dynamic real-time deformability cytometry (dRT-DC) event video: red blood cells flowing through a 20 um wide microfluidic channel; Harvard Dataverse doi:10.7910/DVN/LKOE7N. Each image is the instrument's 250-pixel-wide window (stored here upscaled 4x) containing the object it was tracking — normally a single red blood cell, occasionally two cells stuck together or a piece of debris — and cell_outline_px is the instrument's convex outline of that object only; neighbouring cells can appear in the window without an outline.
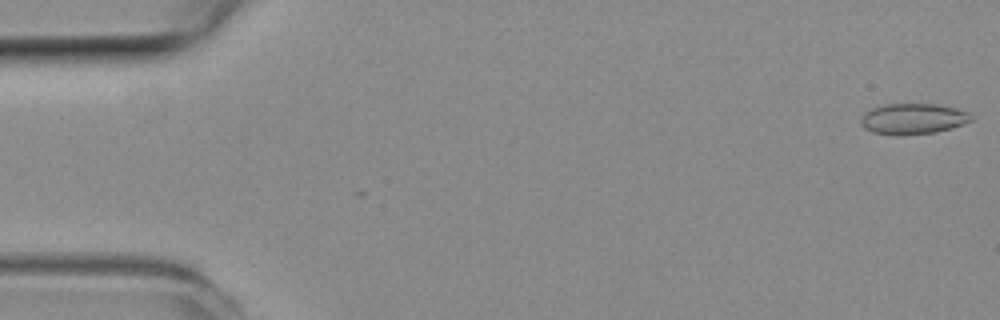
{"species": "common noctule bat (a hibernating species)", "species_latin": "Nyctalus noctula", "temperature_condition": "room temperature", "stored_images_in_passage": 2, "camera_frame_rate_fps": 3000, "um_per_image_px": 0.085, "animal": {"sex": "female", "body_mass_g": 19.3, "forearm_length_mm": 54.1}, "frame": {"image": 1, "passage_image": 1, "time_ms": 0.0, "image_size_px": [1000, 320], "cell_outline_px": [[972, 120], [964, 124], [936, 132], [900, 136], [896, 136], [872, 132], [864, 128], [860, 124], [860, 120], [864, 112], [872, 108], [884, 104], [936, 104], [956, 108], [968, 112], [972, 116]], "centroid_in_image_um": [77.57, 10.11], "position_along_channel_um": 7.4, "area_um2": 20.0}}